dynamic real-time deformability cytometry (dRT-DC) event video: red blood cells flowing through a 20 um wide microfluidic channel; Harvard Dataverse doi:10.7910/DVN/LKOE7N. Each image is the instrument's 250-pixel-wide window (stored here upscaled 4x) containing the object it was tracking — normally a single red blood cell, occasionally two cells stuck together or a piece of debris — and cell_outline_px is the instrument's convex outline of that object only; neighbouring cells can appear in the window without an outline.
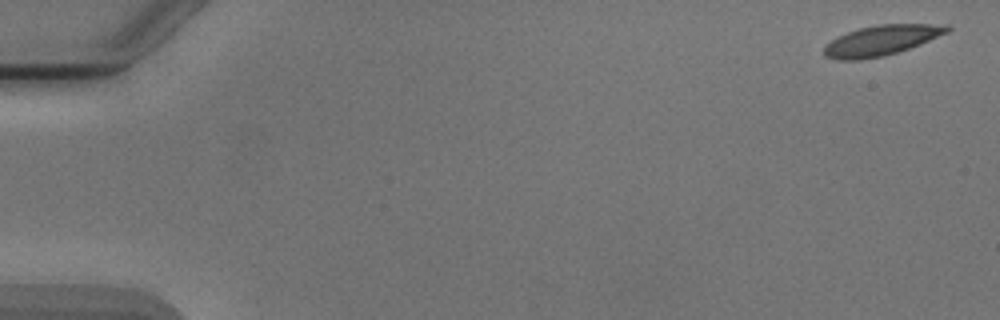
{"species": "Egyptian fruit bat (a non-hibernating species)", "species_latin": "Rousettus aegyptiacus", "temperature_condition": "cold", "stored_images_in_passage": 7, "camera_frame_rate_fps": 3000, "um_per_image_px": 0.085, "animal": {"sex": "male"}, "frame": {"image": 1, "passage_image": 1, "time_ms": 0.0, "image_size_px": [1000, 320], "cell_outline_px": [[952, 28], [948, 32], [920, 44], [884, 56], [860, 60], [836, 60], [824, 56], [824, 48], [832, 40], [848, 32], [860, 28], [880, 24], [948, 24]], "centroid_in_image_um": [74.94, 3.43], "position_along_channel_um": 10.1, "area_um2": 21.44}}
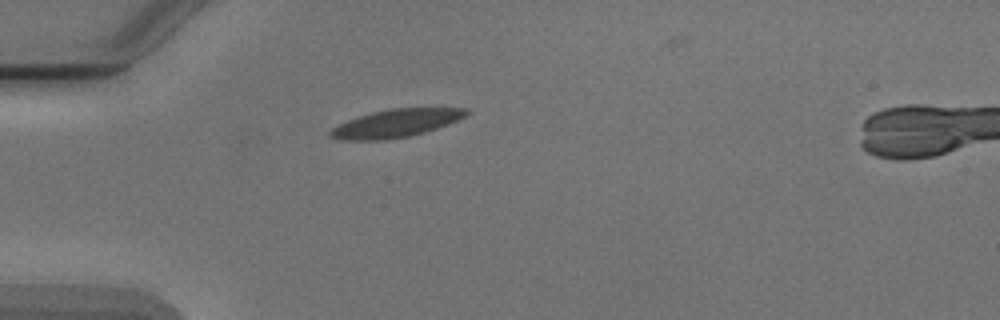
{"frame": {"image": 2, "passage_image": 5, "time_ms": 4.667, "image_size_px": [1000, 320], "cell_outline_px": [[472, 112], [448, 124], [412, 136], [384, 140], [344, 140], [328, 136], [328, 132], [332, 128], [348, 120], [372, 112], [392, 108], [468, 108]], "centroid_in_image_um": [33.66, 10.48], "position_along_channel_um": 51.3, "area_um2": 22.02}}